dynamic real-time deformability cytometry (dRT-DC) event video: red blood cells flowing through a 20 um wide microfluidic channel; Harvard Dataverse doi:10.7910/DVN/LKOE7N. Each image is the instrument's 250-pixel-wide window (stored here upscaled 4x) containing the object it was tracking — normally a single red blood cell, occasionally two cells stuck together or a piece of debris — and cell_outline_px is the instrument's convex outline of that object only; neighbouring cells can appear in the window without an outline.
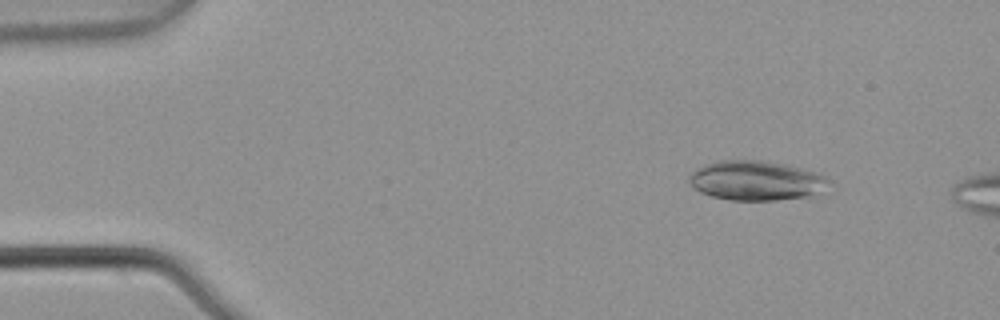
{"species": "common noctule bat (a hibernating species)", "species_latin": "Nyctalus noctula", "temperature_condition": "warm", "stored_images_in_passage": 4, "camera_frame_rate_fps": 3000, "um_per_image_px": 0.085, "animal": {"sex": "male", "body_mass_g": 21.5, "forearm_length_mm": 52.0}, "frame": {"image": 1, "passage_image": 2, "time_ms": 0.333, "image_size_px": [1000, 320], "cell_outline_px": [[828, 180], [812, 196], [776, 200], [728, 200], [712, 196], [700, 192], [688, 180], [688, 176], [696, 168], [716, 160], [764, 160], [784, 164], [812, 172], [824, 176]], "centroid_in_image_um": [64.16, 15.34], "position_along_channel_um": 20.8, "area_um2": 31.67}}